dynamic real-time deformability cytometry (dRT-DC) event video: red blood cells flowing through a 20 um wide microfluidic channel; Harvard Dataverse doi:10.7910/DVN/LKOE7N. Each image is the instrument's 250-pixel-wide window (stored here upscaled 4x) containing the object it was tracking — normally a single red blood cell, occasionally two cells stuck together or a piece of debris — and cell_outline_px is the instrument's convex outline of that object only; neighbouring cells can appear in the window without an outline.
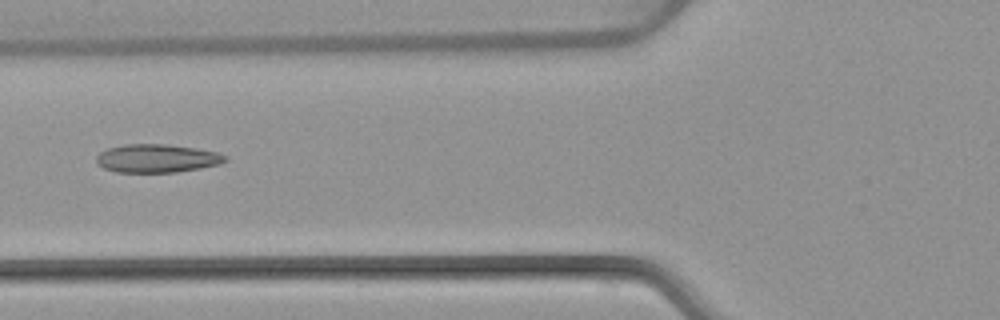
{"species": "common noctule bat (a hibernating species)", "species_latin": "Nyctalus noctula", "temperature_condition": "warm", "stored_images_in_passage": 6, "camera_frame_rate_fps": 3000, "um_per_image_px": 0.085, "animal": {"sex": "female", "body_mass_g": 22.7, "forearm_length_mm": 54.2}, "frame": {"image": 1, "passage_image": 6, "time_ms": 6.0, "image_size_px": [1000, 320], "cell_outline_px": [[228, 160], [220, 164], [200, 168], [176, 172], [116, 172], [104, 168], [96, 164], [96, 156], [100, 152], [108, 148], [124, 144], [168, 144], [196, 148], [220, 152], [228, 156]], "centroid_in_image_um": [13.36, 13.45], "position_along_channel_um": 112.4, "area_um2": 21.5}}